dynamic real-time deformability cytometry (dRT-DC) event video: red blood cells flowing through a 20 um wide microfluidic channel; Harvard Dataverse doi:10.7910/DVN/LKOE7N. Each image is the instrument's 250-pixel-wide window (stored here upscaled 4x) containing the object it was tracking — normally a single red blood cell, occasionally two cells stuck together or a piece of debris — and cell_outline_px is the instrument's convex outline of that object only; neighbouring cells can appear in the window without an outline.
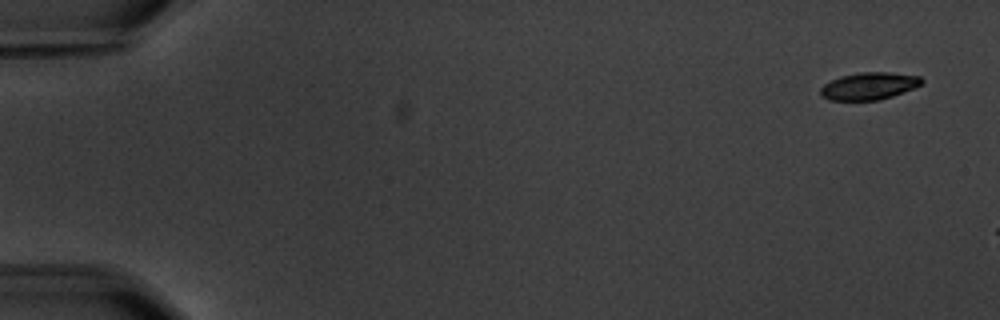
{"species": "common noctule bat (a hibernating species)", "species_latin": "Nyctalus noctula", "temperature_condition": "warm", "stored_images_in_passage": 3, "camera_frame_rate_fps": 3000, "um_per_image_px": 0.085, "animal": {"sex": "male", "body_mass_g": 20.1, "forearm_length_mm": 53.5}, "frame": {"image": 1, "passage_image": 1, "time_ms": 0.0, "image_size_px": [1000, 320], "cell_outline_px": [[924, 80], [916, 88], [880, 100], [828, 100], [820, 96], [820, 88], [824, 84], [840, 76], [860, 72], [888, 72], [920, 76]], "centroid_in_image_um": [73.86, 7.31], "position_along_channel_um": 11.1, "area_um2": 16.18}}